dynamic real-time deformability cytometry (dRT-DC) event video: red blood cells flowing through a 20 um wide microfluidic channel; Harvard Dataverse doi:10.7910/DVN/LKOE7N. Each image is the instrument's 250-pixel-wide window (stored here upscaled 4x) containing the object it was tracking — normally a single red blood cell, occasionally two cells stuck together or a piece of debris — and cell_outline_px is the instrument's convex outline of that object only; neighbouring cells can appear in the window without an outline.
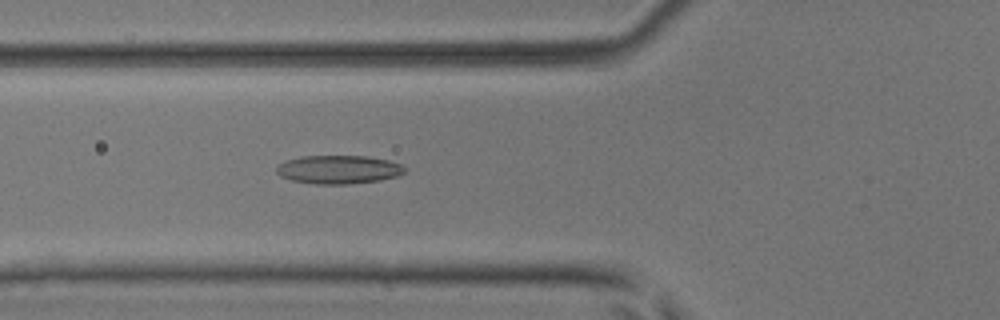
{"species": "common noctule bat (a hibernating species)", "species_latin": "Nyctalus noctula", "temperature_condition": "room temperature", "stored_images_in_passage": 4, "camera_frame_rate_fps": 3000, "um_per_image_px": 0.085, "animal": {"sex": "male", "body_mass_g": 17.9, "forearm_length_mm": 54.2}, "frame": {"image": 1, "passage_image": 4, "time_ms": 1.0, "image_size_px": [1000, 320], "cell_outline_px": [[404, 172], [396, 176], [380, 180], [348, 184], [316, 184], [292, 180], [280, 176], [276, 172], [276, 168], [284, 160], [300, 156], [368, 156], [388, 160], [400, 164], [404, 168]], "centroid_in_image_um": [28.74, 14.4], "position_along_channel_um": 97.1, "area_um2": 21.21}}